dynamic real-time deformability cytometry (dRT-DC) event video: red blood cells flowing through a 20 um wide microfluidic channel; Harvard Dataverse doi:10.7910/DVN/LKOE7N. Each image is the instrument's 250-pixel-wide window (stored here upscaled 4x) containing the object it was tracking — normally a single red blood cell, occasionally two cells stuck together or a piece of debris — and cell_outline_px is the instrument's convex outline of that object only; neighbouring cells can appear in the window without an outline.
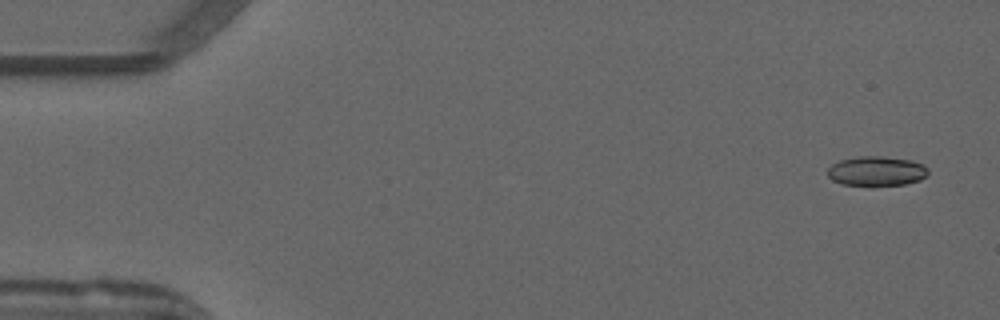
{"species": "common noctule bat (a hibernating species)", "species_latin": "Nyctalus noctula", "temperature_condition": "warm", "stored_images_in_passage": 51, "camera_frame_rate_fps": 3000, "um_per_image_px": 0.085, "animal": {"sex": "male", "forearm_length_mm": 52.5}, "frame": {"image": 1, "passage_image": 1, "time_ms": 0.0, "image_size_px": [1000, 320], "cell_outline_px": [[928, 172], [920, 180], [904, 184], [872, 188], [844, 184], [832, 180], [828, 176], [828, 168], [832, 164], [840, 160], [856, 156], [884, 156], [912, 160], [924, 164], [928, 168]], "centroid_in_image_um": [74.5, 14.57], "position_along_channel_um": 10.5, "area_um2": 17.98}}
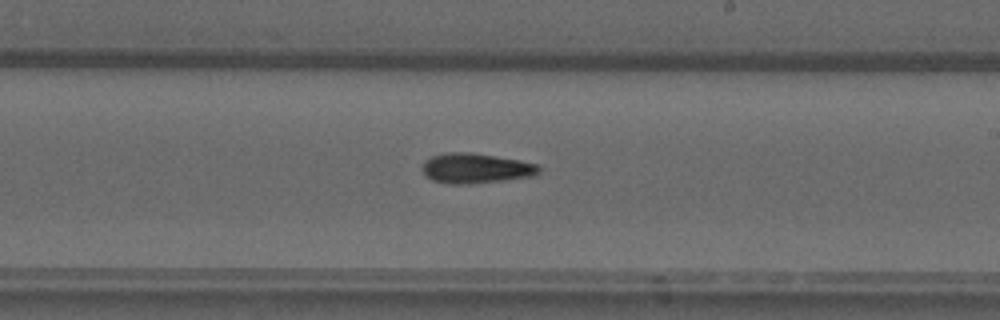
{"frame": {"image": 2, "passage_image": 29, "time_ms": 9.333, "image_size_px": [1000, 320], "cell_outline_px": [[540, 172], [536, 176], [504, 180], [468, 184], [448, 184], [432, 180], [424, 172], [424, 160], [432, 156], [448, 152], [468, 152], [520, 160], [540, 164]], "centroid_in_image_um": [40.5, 14.31], "position_along_channel_um": 248.5, "area_um2": 20.4}}
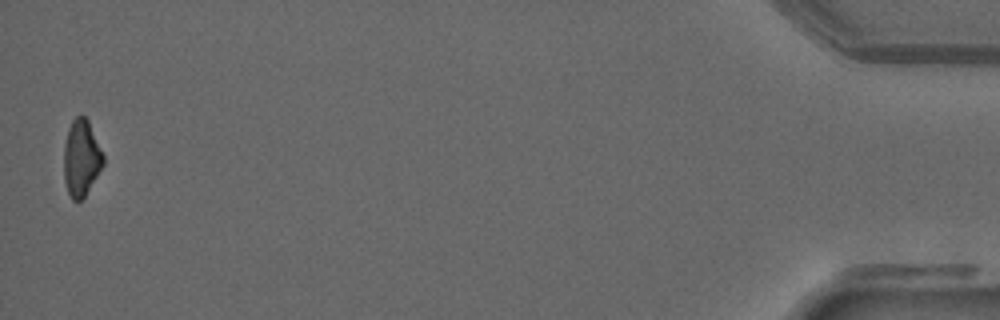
{"frame": {"image": 3, "passage_image": 50, "time_ms": 16.333, "image_size_px": [1000, 320], "cell_outline_px": [[104, 164], [84, 196], [80, 200], [72, 200], [68, 192], [64, 180], [64, 144], [68, 128], [72, 120], [80, 112], [88, 120], [104, 156]], "centroid_in_image_um": [6.9, 13.39], "position_along_channel_um": 428.3, "area_um2": 17.46}}